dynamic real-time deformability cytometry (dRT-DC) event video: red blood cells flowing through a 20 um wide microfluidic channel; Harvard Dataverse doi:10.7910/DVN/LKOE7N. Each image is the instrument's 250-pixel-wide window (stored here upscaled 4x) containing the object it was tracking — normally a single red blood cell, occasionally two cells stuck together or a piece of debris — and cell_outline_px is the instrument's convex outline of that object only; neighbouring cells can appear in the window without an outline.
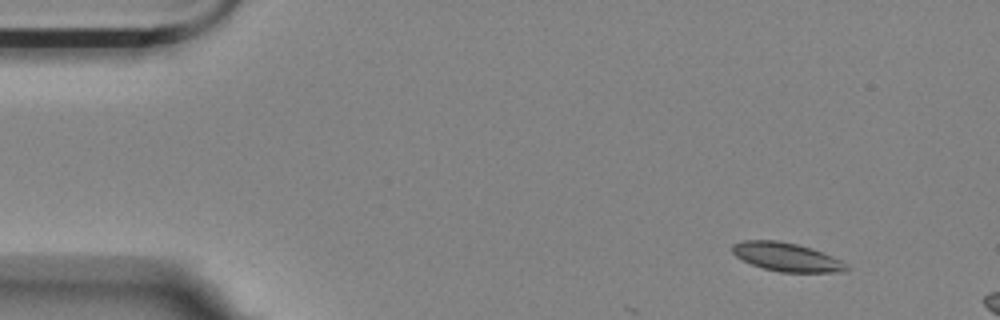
{"species": "Egyptian fruit bat (a non-hibernating species)", "species_latin": "Rousettus aegyptiacus", "temperature_condition": "room temperature", "stored_images_in_passage": 3, "camera_frame_rate_fps": 3000, "um_per_image_px": 0.085, "animal": {"sex": "female"}, "frame": {"image": 1, "passage_image": 1, "time_ms": 0.0, "image_size_px": [1000, 320], "cell_outline_px": [[852, 268], [844, 272], [780, 272], [764, 268], [752, 264], [736, 256], [732, 252], [732, 244], [744, 240], [776, 240], [796, 244], [812, 248], [832, 256], [848, 264]], "centroid_in_image_um": [66.9, 21.85], "position_along_channel_um": 18.1, "area_um2": 19.02}}